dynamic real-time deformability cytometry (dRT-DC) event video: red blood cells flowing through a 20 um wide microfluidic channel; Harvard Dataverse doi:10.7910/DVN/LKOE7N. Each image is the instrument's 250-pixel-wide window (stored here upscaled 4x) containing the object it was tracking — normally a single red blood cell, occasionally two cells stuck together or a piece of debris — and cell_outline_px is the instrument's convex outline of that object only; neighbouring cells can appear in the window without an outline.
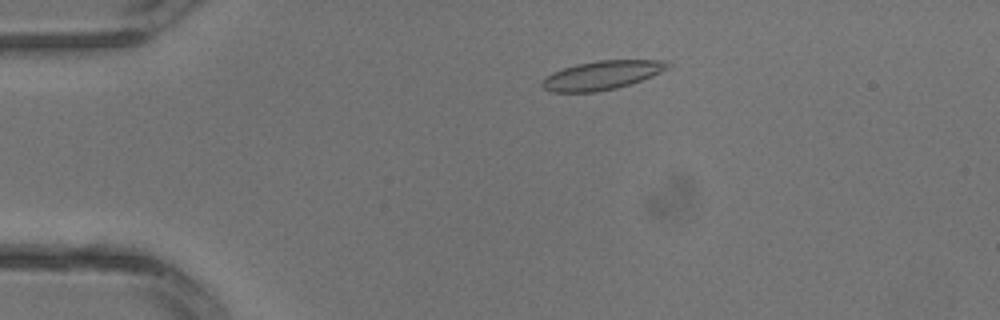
{"species": "common noctule bat (a hibernating species)", "species_latin": "Nyctalus noctula", "temperature_condition": "warm", "stored_images_in_passage": 2, "camera_frame_rate_fps": 3000, "um_per_image_px": 0.085, "animal": {"sex": "male", "body_mass_g": 13.3}, "frame": {"image": 1, "passage_image": 2, "time_ms": 0.333, "image_size_px": [1000, 320], "cell_outline_px": [[672, 64], [668, 68], [652, 76], [616, 88], [596, 92], [552, 92], [544, 88], [540, 84], [552, 72], [564, 68], [580, 64], [600, 60], [668, 60]], "centroid_in_image_um": [51.2, 6.39], "position_along_channel_um": 33.8, "area_um2": 20.81}}